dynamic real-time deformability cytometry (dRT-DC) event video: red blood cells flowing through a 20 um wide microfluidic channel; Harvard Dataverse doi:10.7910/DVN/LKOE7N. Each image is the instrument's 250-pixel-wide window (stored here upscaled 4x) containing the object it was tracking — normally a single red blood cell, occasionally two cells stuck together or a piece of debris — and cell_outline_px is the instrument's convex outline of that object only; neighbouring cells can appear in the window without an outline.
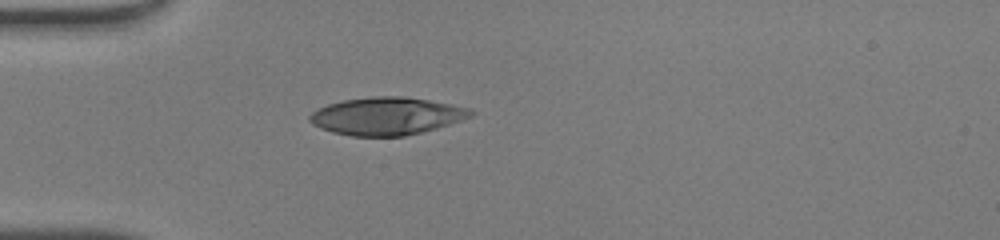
{"species": "human", "species_latin": "Homo sapiens", "temperature_condition": "warm", "stored_images_in_passage": 35, "camera_frame_rate_fps": 3000, "um_per_image_px": 0.085, "donor": {"sex": "male"}, "frame": {"image": 1, "passage_image": 1, "time_ms": 0.0, "image_size_px": [1000, 240], "cell_outline_px": [[476, 112], [472, 116], [436, 128], [404, 136], [352, 136], [332, 132], [320, 128], [312, 124], [308, 120], [308, 116], [312, 112], [328, 104], [344, 100], [372, 96], [404, 96], [452, 104], [468, 108]], "centroid_in_image_um": [32.84, 9.86], "position_along_channel_um": 52.2, "area_um2": 35.2}}
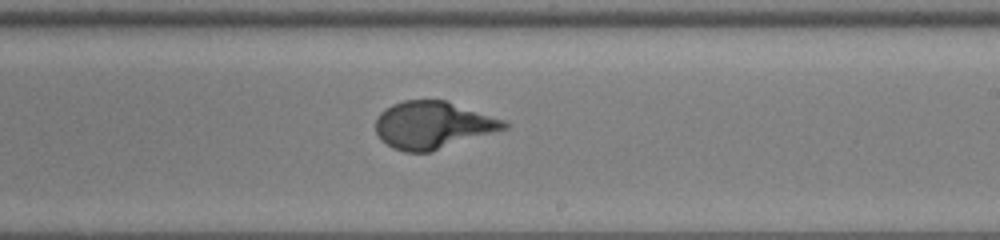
{"frame": {"image": 2, "passage_image": 16, "time_ms": 5.0, "image_size_px": [1000, 240], "cell_outline_px": [[508, 128], [432, 152], [404, 152], [392, 148], [380, 140], [376, 132], [376, 116], [384, 108], [392, 104], [404, 100], [448, 100], [504, 120], [508, 124]], "centroid_in_image_um": [36.77, 10.63], "position_along_channel_um": 252.2, "area_um2": 35.78}}
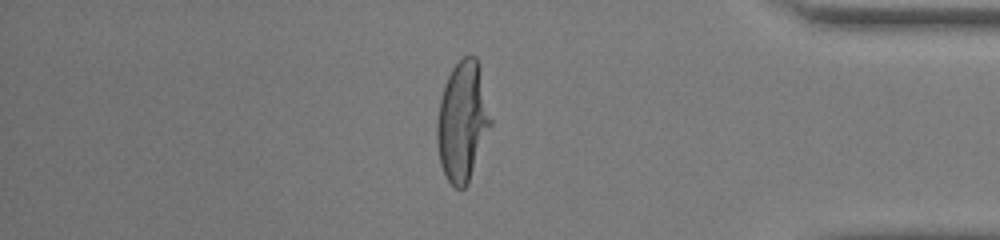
{"frame": {"image": 3, "passage_image": 28, "time_ms": 9.0, "image_size_px": [1000, 240], "cell_outline_px": [[492, 124], [468, 184], [464, 188], [456, 188], [448, 180], [440, 164], [436, 136], [436, 124], [440, 100], [444, 84], [452, 68], [464, 56], [476, 56], [480, 68], [492, 120]], "centroid_in_image_um": [39.31, 10.32], "position_along_channel_um": 395.9, "area_um2": 37.4}, "authors_computed_cell_mechanics": {"area_um2": 36.0672, "velocity_mm_per_s": 4.2605, "shape_relaxation_time_tau1_ms": 3.4513, "shape_relaxation_time_tau2_ms": null, "deformation_change_tau1": 0.2713, "deformation_change_tau2": null}}